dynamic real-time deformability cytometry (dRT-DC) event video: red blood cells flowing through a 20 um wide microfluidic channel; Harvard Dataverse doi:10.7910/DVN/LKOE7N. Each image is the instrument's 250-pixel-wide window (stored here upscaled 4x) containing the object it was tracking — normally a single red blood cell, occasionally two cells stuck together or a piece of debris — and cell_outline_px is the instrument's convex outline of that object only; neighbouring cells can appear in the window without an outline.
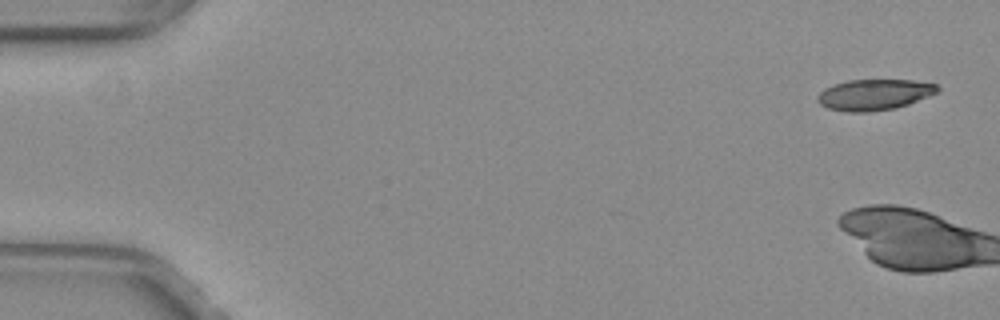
{"species": "common noctule bat (a hibernating species)", "species_latin": "Nyctalus noctula", "temperature_condition": "warm", "stored_images_in_passage": 4, "camera_frame_rate_fps": 3000, "um_per_image_px": 0.085, "animal": {"sex": "female", "body_mass_g": 29.2, "forearm_length_mm": 56.3}, "frame": {"image": 1, "passage_image": 1, "time_ms": 0.0, "image_size_px": [1000, 320], "cell_outline_px": [[940, 88], [936, 92], [928, 96], [908, 104], [896, 108], [868, 112], [848, 112], [828, 108], [820, 104], [816, 100], [820, 92], [824, 88], [832, 84], [848, 80], [912, 80], [936, 84]], "centroid_in_image_um": [74.27, 8.04], "position_along_channel_um": 10.7, "area_um2": 21.56}}